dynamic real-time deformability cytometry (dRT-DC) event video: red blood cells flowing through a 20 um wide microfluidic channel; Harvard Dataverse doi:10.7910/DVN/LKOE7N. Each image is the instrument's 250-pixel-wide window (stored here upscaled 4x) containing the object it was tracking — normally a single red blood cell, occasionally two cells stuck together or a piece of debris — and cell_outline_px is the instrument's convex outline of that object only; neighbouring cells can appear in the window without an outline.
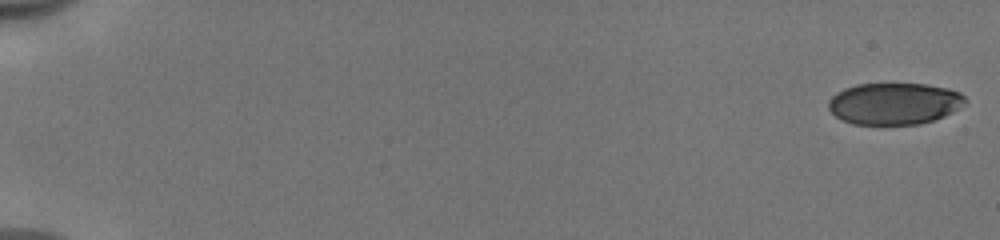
{"species": "human", "species_latin": "Homo sapiens", "temperature_condition": "cold", "stored_images_in_passage": 53, "camera_frame_rate_fps": 3000, "um_per_image_px": 0.085, "donor": {"sex": "male"}, "frame": {"image": 1, "passage_image": 1, "time_ms": 0.0, "image_size_px": [1000, 240], "cell_outline_px": [[968, 100], [960, 108], [944, 116], [920, 124], [852, 124], [836, 116], [828, 108], [828, 100], [836, 92], [844, 88], [856, 84], [928, 84], [948, 88], [960, 92]], "centroid_in_image_um": [76.02, 8.79], "position_along_channel_um": 9.0, "area_um2": 33.35}}
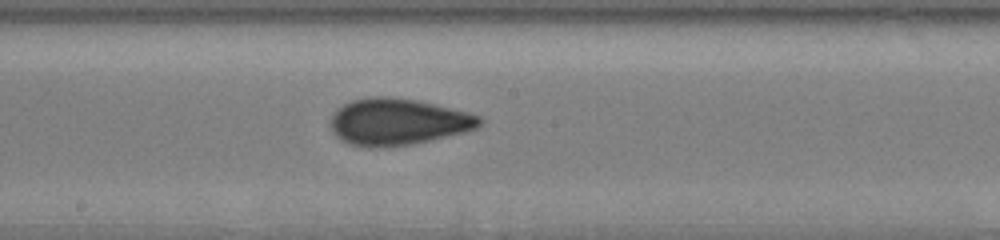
{"frame": {"image": 2, "passage_image": 31, "time_ms": 10.0, "image_size_px": [1000, 240], "cell_outline_px": [[484, 120], [476, 128], [464, 132], [428, 140], [408, 144], [368, 148], [352, 144], [336, 136], [332, 132], [332, 116], [336, 108], [352, 100], [372, 96], [388, 96], [416, 100], [468, 112], [480, 116]], "centroid_in_image_um": [33.81, 10.33], "position_along_channel_um": 214.4, "area_um2": 40.0}}
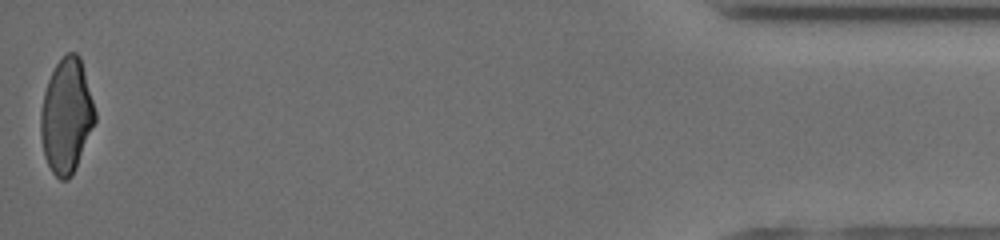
{"frame": {"image": 3, "passage_image": 53, "time_ms": 17.333, "image_size_px": [1000, 240], "cell_outline_px": [[96, 120], [72, 176], [68, 180], [60, 180], [52, 172], [44, 156], [40, 136], [40, 112], [44, 92], [48, 80], [56, 64], [68, 52], [76, 52], [80, 56], [96, 112]], "centroid_in_image_um": [5.64, 9.87], "position_along_channel_um": 429.6, "area_um2": 36.18}, "authors_computed_cell_mechanics": {"area_um2": 37.8012, "velocity_mm_per_s": 3.9907, "shape_relaxation_time_tau1_ms": 5.7671, "shape_relaxation_time_tau2_ms": 0.8912, "deformation_change_tau1": 0.1604, "deformation_change_tau2": 0.0713}}